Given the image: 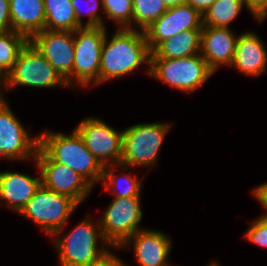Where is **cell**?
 Here are the masks:
<instances>
[{"mask_svg": "<svg viewBox=\"0 0 267 266\" xmlns=\"http://www.w3.org/2000/svg\"><path fill=\"white\" fill-rule=\"evenodd\" d=\"M208 266H220L219 264H217V262L212 261V263H210Z\"/></svg>", "mask_w": 267, "mask_h": 266, "instance_id": "cell-36", "label": "cell"}, {"mask_svg": "<svg viewBox=\"0 0 267 266\" xmlns=\"http://www.w3.org/2000/svg\"><path fill=\"white\" fill-rule=\"evenodd\" d=\"M133 25L138 30H145L153 21L161 17L167 10L162 0H132Z\"/></svg>", "mask_w": 267, "mask_h": 266, "instance_id": "cell-25", "label": "cell"}, {"mask_svg": "<svg viewBox=\"0 0 267 266\" xmlns=\"http://www.w3.org/2000/svg\"><path fill=\"white\" fill-rule=\"evenodd\" d=\"M116 167H119V165L104 166L101 181L104 183V187L112 192L115 195L114 197H141V180L143 181V177L137 179L136 175L131 176L127 173H124L125 175L123 177H119L117 174L115 175V171H117ZM121 178L124 180V184H122V180L120 181Z\"/></svg>", "mask_w": 267, "mask_h": 266, "instance_id": "cell-22", "label": "cell"}, {"mask_svg": "<svg viewBox=\"0 0 267 266\" xmlns=\"http://www.w3.org/2000/svg\"><path fill=\"white\" fill-rule=\"evenodd\" d=\"M245 6L257 21L262 22L267 17V0H244Z\"/></svg>", "mask_w": 267, "mask_h": 266, "instance_id": "cell-29", "label": "cell"}, {"mask_svg": "<svg viewBox=\"0 0 267 266\" xmlns=\"http://www.w3.org/2000/svg\"><path fill=\"white\" fill-rule=\"evenodd\" d=\"M46 30L72 31L82 26L76 19L71 0H43Z\"/></svg>", "mask_w": 267, "mask_h": 266, "instance_id": "cell-21", "label": "cell"}, {"mask_svg": "<svg viewBox=\"0 0 267 266\" xmlns=\"http://www.w3.org/2000/svg\"><path fill=\"white\" fill-rule=\"evenodd\" d=\"M244 236L251 243L267 248V219H255Z\"/></svg>", "mask_w": 267, "mask_h": 266, "instance_id": "cell-28", "label": "cell"}, {"mask_svg": "<svg viewBox=\"0 0 267 266\" xmlns=\"http://www.w3.org/2000/svg\"><path fill=\"white\" fill-rule=\"evenodd\" d=\"M12 30L9 0H0V33Z\"/></svg>", "mask_w": 267, "mask_h": 266, "instance_id": "cell-30", "label": "cell"}, {"mask_svg": "<svg viewBox=\"0 0 267 266\" xmlns=\"http://www.w3.org/2000/svg\"><path fill=\"white\" fill-rule=\"evenodd\" d=\"M14 114L6 101L0 102V157L34 160L39 148V135L30 137Z\"/></svg>", "mask_w": 267, "mask_h": 266, "instance_id": "cell-12", "label": "cell"}, {"mask_svg": "<svg viewBox=\"0 0 267 266\" xmlns=\"http://www.w3.org/2000/svg\"><path fill=\"white\" fill-rule=\"evenodd\" d=\"M67 86L66 80L28 41L18 54L12 71L7 75L6 88L28 86L35 88H52Z\"/></svg>", "mask_w": 267, "mask_h": 266, "instance_id": "cell-8", "label": "cell"}, {"mask_svg": "<svg viewBox=\"0 0 267 266\" xmlns=\"http://www.w3.org/2000/svg\"><path fill=\"white\" fill-rule=\"evenodd\" d=\"M170 126L171 123H138L124 129L119 169L155 165Z\"/></svg>", "mask_w": 267, "mask_h": 266, "instance_id": "cell-4", "label": "cell"}, {"mask_svg": "<svg viewBox=\"0 0 267 266\" xmlns=\"http://www.w3.org/2000/svg\"><path fill=\"white\" fill-rule=\"evenodd\" d=\"M255 199L266 209V213L262 214L261 218L267 219V182L261 184L252 191Z\"/></svg>", "mask_w": 267, "mask_h": 266, "instance_id": "cell-32", "label": "cell"}, {"mask_svg": "<svg viewBox=\"0 0 267 266\" xmlns=\"http://www.w3.org/2000/svg\"><path fill=\"white\" fill-rule=\"evenodd\" d=\"M11 28L30 39L45 29L43 0H9Z\"/></svg>", "mask_w": 267, "mask_h": 266, "instance_id": "cell-19", "label": "cell"}, {"mask_svg": "<svg viewBox=\"0 0 267 266\" xmlns=\"http://www.w3.org/2000/svg\"><path fill=\"white\" fill-rule=\"evenodd\" d=\"M6 85H7V76L0 71V86L3 87L4 91L7 90ZM2 87H0V90L2 89ZM4 101L5 99L3 98L2 91H0V102Z\"/></svg>", "mask_w": 267, "mask_h": 266, "instance_id": "cell-34", "label": "cell"}, {"mask_svg": "<svg viewBox=\"0 0 267 266\" xmlns=\"http://www.w3.org/2000/svg\"><path fill=\"white\" fill-rule=\"evenodd\" d=\"M216 1L217 0H186V4L191 5L203 15Z\"/></svg>", "mask_w": 267, "mask_h": 266, "instance_id": "cell-33", "label": "cell"}, {"mask_svg": "<svg viewBox=\"0 0 267 266\" xmlns=\"http://www.w3.org/2000/svg\"><path fill=\"white\" fill-rule=\"evenodd\" d=\"M202 28L203 15L191 5L184 4L168 7L161 17L144 30V34L152 51L160 42L182 31Z\"/></svg>", "mask_w": 267, "mask_h": 266, "instance_id": "cell-14", "label": "cell"}, {"mask_svg": "<svg viewBox=\"0 0 267 266\" xmlns=\"http://www.w3.org/2000/svg\"><path fill=\"white\" fill-rule=\"evenodd\" d=\"M201 32L202 29L186 30L163 40L151 51L150 58L179 59L200 54Z\"/></svg>", "mask_w": 267, "mask_h": 266, "instance_id": "cell-20", "label": "cell"}, {"mask_svg": "<svg viewBox=\"0 0 267 266\" xmlns=\"http://www.w3.org/2000/svg\"><path fill=\"white\" fill-rule=\"evenodd\" d=\"M243 7L244 0H217L203 14V26L229 28Z\"/></svg>", "mask_w": 267, "mask_h": 266, "instance_id": "cell-23", "label": "cell"}, {"mask_svg": "<svg viewBox=\"0 0 267 266\" xmlns=\"http://www.w3.org/2000/svg\"><path fill=\"white\" fill-rule=\"evenodd\" d=\"M91 219L86 217L65 237H55L61 266H89L110 251L107 249L111 246L98 247L99 241L104 243L102 245L109 244L102 235L99 221L96 225Z\"/></svg>", "mask_w": 267, "mask_h": 266, "instance_id": "cell-3", "label": "cell"}, {"mask_svg": "<svg viewBox=\"0 0 267 266\" xmlns=\"http://www.w3.org/2000/svg\"><path fill=\"white\" fill-rule=\"evenodd\" d=\"M29 39L13 30L0 33V71L6 76L12 71L21 49Z\"/></svg>", "mask_w": 267, "mask_h": 266, "instance_id": "cell-24", "label": "cell"}, {"mask_svg": "<svg viewBox=\"0 0 267 266\" xmlns=\"http://www.w3.org/2000/svg\"><path fill=\"white\" fill-rule=\"evenodd\" d=\"M40 185L41 177L14 171L0 172V204L3 202L19 213Z\"/></svg>", "mask_w": 267, "mask_h": 266, "instance_id": "cell-18", "label": "cell"}, {"mask_svg": "<svg viewBox=\"0 0 267 266\" xmlns=\"http://www.w3.org/2000/svg\"><path fill=\"white\" fill-rule=\"evenodd\" d=\"M171 243L170 237L162 231L143 228L119 248H130L133 244L134 258L139 266H171L167 260L172 248Z\"/></svg>", "mask_w": 267, "mask_h": 266, "instance_id": "cell-15", "label": "cell"}, {"mask_svg": "<svg viewBox=\"0 0 267 266\" xmlns=\"http://www.w3.org/2000/svg\"><path fill=\"white\" fill-rule=\"evenodd\" d=\"M102 3V11L109 21L112 20L118 25V29H133L132 0H102Z\"/></svg>", "mask_w": 267, "mask_h": 266, "instance_id": "cell-26", "label": "cell"}, {"mask_svg": "<svg viewBox=\"0 0 267 266\" xmlns=\"http://www.w3.org/2000/svg\"><path fill=\"white\" fill-rule=\"evenodd\" d=\"M162 2L167 8L186 4V0H162Z\"/></svg>", "mask_w": 267, "mask_h": 266, "instance_id": "cell-35", "label": "cell"}, {"mask_svg": "<svg viewBox=\"0 0 267 266\" xmlns=\"http://www.w3.org/2000/svg\"><path fill=\"white\" fill-rule=\"evenodd\" d=\"M36 162L40 170L41 185L81 204L92 190V186L72 168L56 163L40 147L37 150Z\"/></svg>", "mask_w": 267, "mask_h": 266, "instance_id": "cell-10", "label": "cell"}, {"mask_svg": "<svg viewBox=\"0 0 267 266\" xmlns=\"http://www.w3.org/2000/svg\"><path fill=\"white\" fill-rule=\"evenodd\" d=\"M267 50L255 32L241 33L236 42L232 67L247 76H259L266 71Z\"/></svg>", "mask_w": 267, "mask_h": 266, "instance_id": "cell-17", "label": "cell"}, {"mask_svg": "<svg viewBox=\"0 0 267 266\" xmlns=\"http://www.w3.org/2000/svg\"><path fill=\"white\" fill-rule=\"evenodd\" d=\"M238 36L230 28L203 26L201 32L200 55L215 73L220 65L231 66Z\"/></svg>", "mask_w": 267, "mask_h": 266, "instance_id": "cell-16", "label": "cell"}, {"mask_svg": "<svg viewBox=\"0 0 267 266\" xmlns=\"http://www.w3.org/2000/svg\"><path fill=\"white\" fill-rule=\"evenodd\" d=\"M38 135L39 147L53 161L72 168L92 187L102 181L104 167L87 149L75 129L71 135L50 131Z\"/></svg>", "mask_w": 267, "mask_h": 266, "instance_id": "cell-2", "label": "cell"}, {"mask_svg": "<svg viewBox=\"0 0 267 266\" xmlns=\"http://www.w3.org/2000/svg\"><path fill=\"white\" fill-rule=\"evenodd\" d=\"M71 4L75 10L76 19L82 27H100V26L105 27L106 26L104 21L102 20V17L100 16L98 12L99 6L103 8L102 0H71ZM85 4L87 8L85 7ZM82 5L86 8V9L84 8L85 11L82 8ZM83 13L88 15V19L85 24L82 23L83 17L81 16L83 15Z\"/></svg>", "mask_w": 267, "mask_h": 266, "instance_id": "cell-27", "label": "cell"}, {"mask_svg": "<svg viewBox=\"0 0 267 266\" xmlns=\"http://www.w3.org/2000/svg\"><path fill=\"white\" fill-rule=\"evenodd\" d=\"M106 27H81L74 31L75 58L72 87L100 85V61ZM76 83V84H75Z\"/></svg>", "mask_w": 267, "mask_h": 266, "instance_id": "cell-7", "label": "cell"}, {"mask_svg": "<svg viewBox=\"0 0 267 266\" xmlns=\"http://www.w3.org/2000/svg\"><path fill=\"white\" fill-rule=\"evenodd\" d=\"M89 266H126L124 262L111 251L105 254L101 259L92 263Z\"/></svg>", "mask_w": 267, "mask_h": 266, "instance_id": "cell-31", "label": "cell"}, {"mask_svg": "<svg viewBox=\"0 0 267 266\" xmlns=\"http://www.w3.org/2000/svg\"><path fill=\"white\" fill-rule=\"evenodd\" d=\"M29 41L72 87L75 58L74 32L46 30L34 34Z\"/></svg>", "mask_w": 267, "mask_h": 266, "instance_id": "cell-13", "label": "cell"}, {"mask_svg": "<svg viewBox=\"0 0 267 266\" xmlns=\"http://www.w3.org/2000/svg\"><path fill=\"white\" fill-rule=\"evenodd\" d=\"M87 149L104 167L120 165L122 155V135L100 119L88 117L75 128Z\"/></svg>", "mask_w": 267, "mask_h": 266, "instance_id": "cell-11", "label": "cell"}, {"mask_svg": "<svg viewBox=\"0 0 267 266\" xmlns=\"http://www.w3.org/2000/svg\"><path fill=\"white\" fill-rule=\"evenodd\" d=\"M142 216L140 197H114L99 220L102 235L109 246L119 248L142 229L139 227Z\"/></svg>", "mask_w": 267, "mask_h": 266, "instance_id": "cell-9", "label": "cell"}, {"mask_svg": "<svg viewBox=\"0 0 267 266\" xmlns=\"http://www.w3.org/2000/svg\"><path fill=\"white\" fill-rule=\"evenodd\" d=\"M78 206L70 197L40 185L19 214L36 223L46 234L59 237L67 220Z\"/></svg>", "mask_w": 267, "mask_h": 266, "instance_id": "cell-5", "label": "cell"}, {"mask_svg": "<svg viewBox=\"0 0 267 266\" xmlns=\"http://www.w3.org/2000/svg\"><path fill=\"white\" fill-rule=\"evenodd\" d=\"M150 55L143 30L117 29L110 40L106 33L101 52L100 84L125 76L144 63L150 74Z\"/></svg>", "mask_w": 267, "mask_h": 266, "instance_id": "cell-1", "label": "cell"}, {"mask_svg": "<svg viewBox=\"0 0 267 266\" xmlns=\"http://www.w3.org/2000/svg\"><path fill=\"white\" fill-rule=\"evenodd\" d=\"M213 74L200 54L179 59L150 58V75L184 93L198 89Z\"/></svg>", "mask_w": 267, "mask_h": 266, "instance_id": "cell-6", "label": "cell"}]
</instances>
